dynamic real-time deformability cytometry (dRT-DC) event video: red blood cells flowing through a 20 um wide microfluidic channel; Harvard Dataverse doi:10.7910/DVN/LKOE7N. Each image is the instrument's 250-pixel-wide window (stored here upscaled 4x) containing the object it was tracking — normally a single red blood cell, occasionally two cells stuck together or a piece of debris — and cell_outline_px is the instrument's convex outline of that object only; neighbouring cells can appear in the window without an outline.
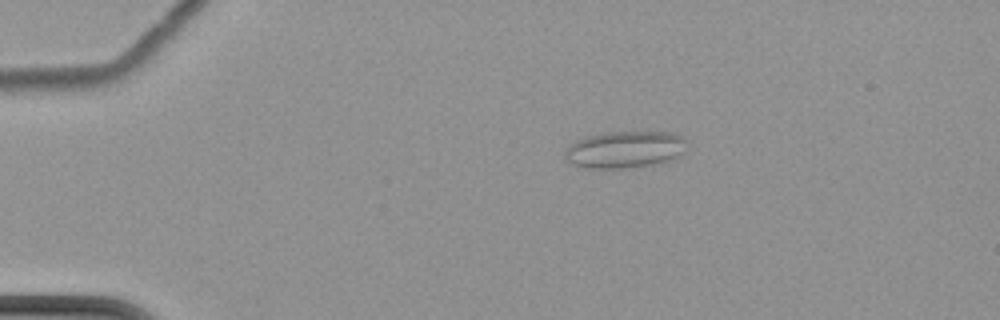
{"species": "common noctule bat (a hibernating species)", "species_latin": "Nyctalus noctula", "temperature_condition": "cold", "stored_images_in_passage": 4, "camera_frame_rate_fps": 3000, "um_per_image_px": 0.085, "animal": {"sex": "female", "body_mass_g": 22.7, "forearm_length_mm": 54.2}, "frame": {"image": 1, "passage_image": 4, "time_ms": 3.667, "image_size_px": [1000, 320], "cell_outline_px": [[688, 148], [680, 156], [652, 164], [620, 168], [588, 168], [572, 164], [564, 156], [564, 148], [568, 144], [576, 140], [588, 136], [604, 132], [672, 132], [684, 136]], "centroid_in_image_um": [53.11, 12.69], "position_along_channel_um": 31.9, "area_um2": 26.36}}